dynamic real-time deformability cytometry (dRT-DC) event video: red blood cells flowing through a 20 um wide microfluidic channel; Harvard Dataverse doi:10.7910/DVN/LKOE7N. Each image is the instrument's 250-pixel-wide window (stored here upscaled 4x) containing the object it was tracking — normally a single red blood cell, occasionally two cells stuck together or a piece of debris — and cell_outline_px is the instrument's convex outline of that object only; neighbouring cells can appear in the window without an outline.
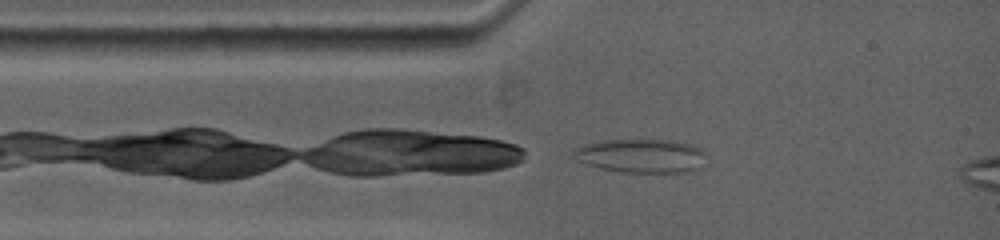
{"species": "common noctule bat (a hibernating species)", "species_latin": "Nyctalus noctula", "temperature_condition": "warm", "stored_images_in_passage": 23, "camera_frame_rate_fps": 5000, "um_per_image_px": 0.085, "animal": {"sex": "female", "body_mass_g": 19.0, "forearm_length_mm": 53.3}, "frame": {"image": 1, "passage_image": 1, "time_ms": 0.0, "image_size_px": [1000, 240], "cell_outline_px": [[704, 152], [696, 168], [684, 172], [624, 172], [604, 168], [588, 164], [580, 160], [572, 152], [576, 148], [584, 144], [600, 140], [672, 140], [688, 144], [700, 148]], "centroid_in_image_um": [54.45, 13.22], "position_along_channel_um": 30.5, "area_um2": 25.26}}
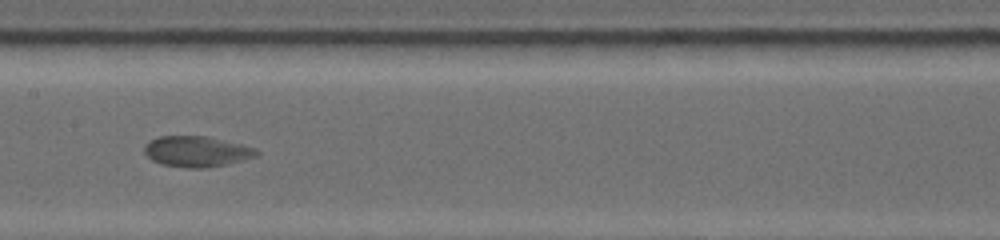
{"frame": {"image": 2, "passage_image": 9, "time_ms": 4.4, "image_size_px": [1000, 240], "cell_outline_px": [[260, 152], [256, 156], [224, 164], [204, 168], [188, 168], [164, 164], [152, 160], [144, 152], [144, 148], [152, 140], [160, 136], [204, 136], [252, 148]], "centroid_in_image_um": [16.66, 12.88], "position_along_channel_um": 190.7, "area_um2": 19.25}}
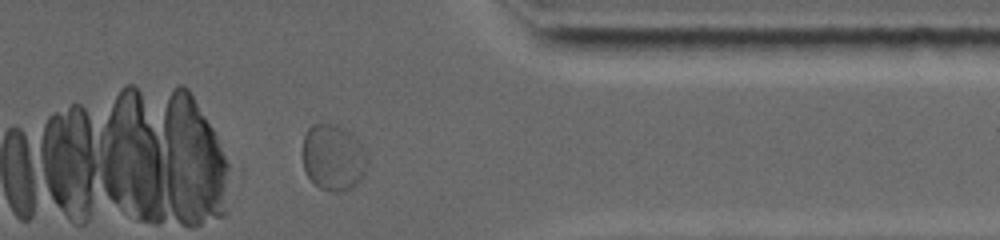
{"frame": {"image": 3, "passage_image": 19, "time_ms": 9.8, "image_size_px": [1000, 240], "cell_outline_px": [[368, 160], [364, 176], [352, 188], [336, 192], [332, 192], [320, 188], [308, 176], [304, 168], [304, 136], [308, 128], [312, 124], [336, 124], [352, 132], [356, 136]], "centroid_in_image_um": [28.35, 13.38], "position_along_channel_um": 383.1, "area_um2": 24.91}}